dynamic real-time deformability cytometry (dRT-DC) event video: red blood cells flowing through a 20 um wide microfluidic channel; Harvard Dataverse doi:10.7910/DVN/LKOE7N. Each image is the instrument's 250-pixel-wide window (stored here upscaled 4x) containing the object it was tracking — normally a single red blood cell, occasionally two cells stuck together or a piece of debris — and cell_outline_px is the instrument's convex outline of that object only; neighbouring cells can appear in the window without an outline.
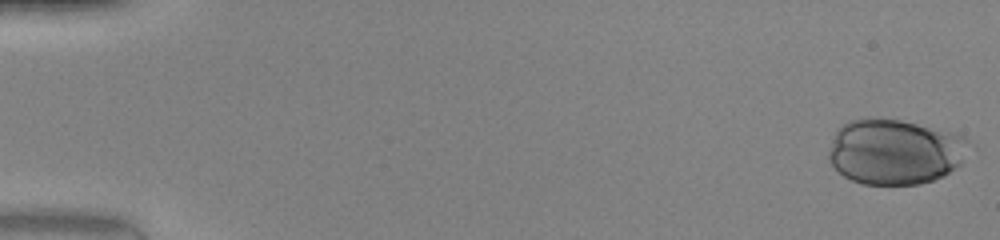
{"species": "human", "species_latin": "Homo sapiens", "temperature_condition": "warm", "stored_images_in_passage": 41, "camera_frame_rate_fps": 3000, "um_per_image_px": 0.085, "donor": {"sex": "female"}, "frame": {"image": 1, "passage_image": 1, "time_ms": 0.0, "image_size_px": [1000, 240], "cell_outline_px": [[968, 144], [960, 164], [944, 176], [920, 184], [860, 184], [844, 176], [828, 160], [828, 152], [836, 132], [844, 124], [852, 120], [900, 120], [964, 136], [968, 140]], "centroid_in_image_um": [76.05, 12.93], "position_along_channel_um": 9.0, "area_um2": 52.31}}
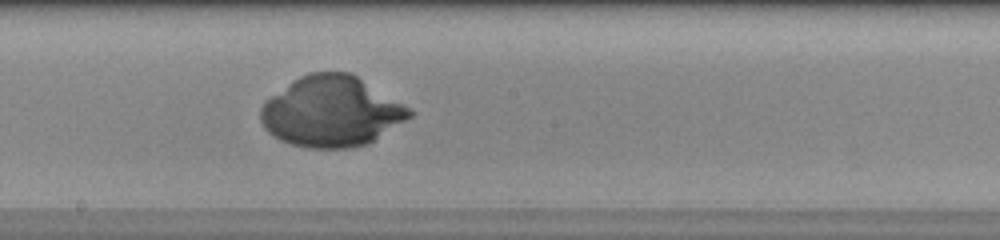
{"frame": {"image": 2, "passage_image": 28, "time_ms": 9.0, "image_size_px": [1000, 240], "cell_outline_px": [[412, 116], [368, 144], [348, 148], [304, 148], [280, 140], [272, 136], [264, 128], [260, 120], [260, 108], [272, 96], [292, 80], [308, 72], [352, 72], [408, 108], [412, 112]], "centroid_in_image_um": [28.13, 9.49], "position_along_channel_um": 220.1, "area_um2": 60.81}}
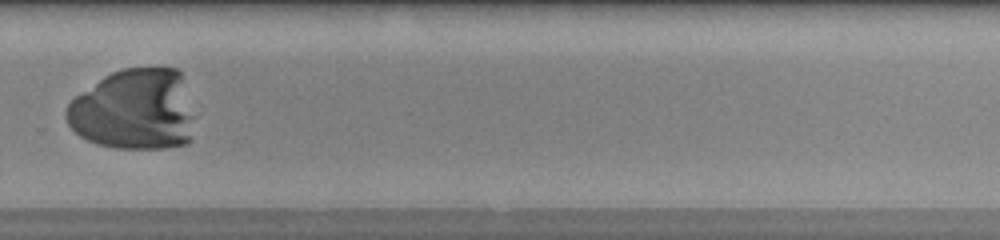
{"frame": {"image": 3, "passage_image": 35, "time_ms": 11.333, "image_size_px": [1000, 240], "cell_outline_px": [[192, 140], [188, 144], [164, 148], [116, 148], [96, 144], [80, 136], [68, 124], [64, 116], [64, 112], [68, 104], [76, 96], [104, 76], [112, 72], [124, 68], [176, 68], [180, 72], [192, 116]], "centroid_in_image_um": [11.37, 9.35], "position_along_channel_um": 318.4, "area_um2": 60.4}}